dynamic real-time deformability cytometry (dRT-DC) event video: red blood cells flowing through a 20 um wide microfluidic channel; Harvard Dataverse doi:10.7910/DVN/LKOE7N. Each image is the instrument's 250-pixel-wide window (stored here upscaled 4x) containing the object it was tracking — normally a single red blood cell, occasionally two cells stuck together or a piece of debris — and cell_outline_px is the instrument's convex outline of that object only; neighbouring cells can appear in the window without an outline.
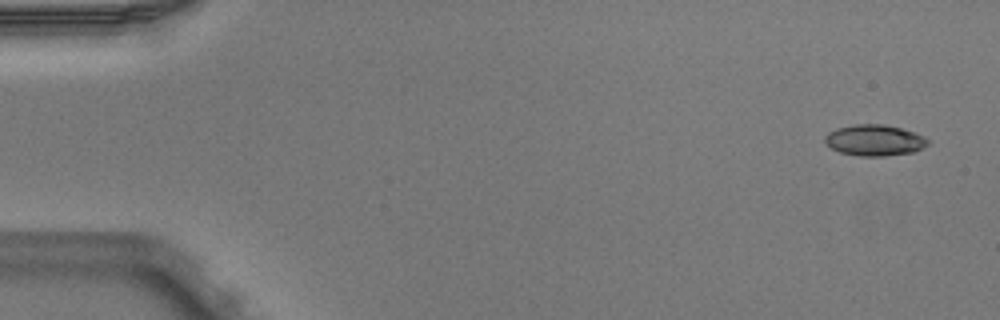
{"species": "Egyptian fruit bat (a non-hibernating species)", "species_latin": "Rousettus aegyptiacus", "temperature_condition": "warm", "stored_images_in_passage": 7, "camera_frame_rate_fps": 3000, "um_per_image_px": 0.085, "animal": {"sex": "male"}, "frame": {"image": 1, "passage_image": 1, "time_ms": 0.0, "image_size_px": [1000, 320], "cell_outline_px": [[928, 144], [912, 152], [884, 156], [860, 156], [840, 152], [832, 148], [824, 140], [824, 136], [828, 132], [836, 128], [856, 124], [884, 124], [900, 128], [924, 136], [928, 140]], "centroid_in_image_um": [74.3, 11.91], "position_along_channel_um": 10.7, "area_um2": 18.44}}
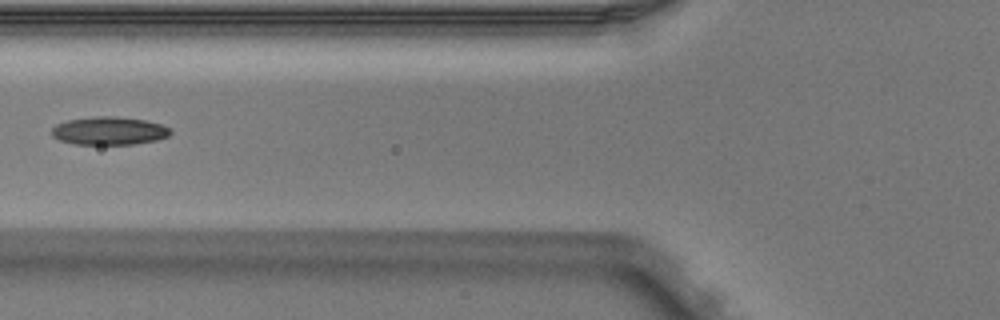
{"frame": {"image": 2, "passage_image": 6, "time_ms": 1.667, "image_size_px": [1000, 320], "cell_outline_px": [[172, 132], [168, 136], [156, 140], [132, 144], [76, 144], [60, 140], [52, 136], [52, 128], [56, 124], [68, 120], [96, 116], [112, 116], [144, 120], [160, 124], [172, 128]], "centroid_in_image_um": [9.28, 11.12], "position_along_channel_um": 116.5, "area_um2": 19.31}}
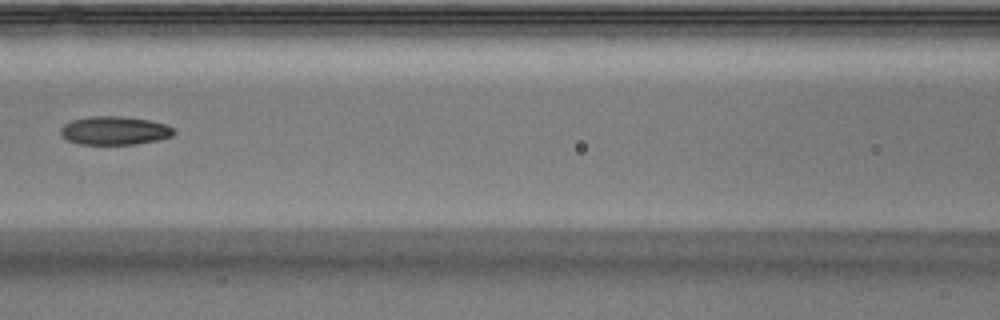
{"frame": {"image": 3, "passage_image": 7, "time_ms": 2.0, "image_size_px": [1000, 320], "cell_outline_px": [[176, 132], [172, 136], [160, 140], [136, 144], [80, 144], [68, 140], [60, 132], [60, 128], [64, 124], [72, 120], [88, 116], [120, 116], [148, 120], [164, 124], [176, 128]], "centroid_in_image_um": [9.77, 11.1], "position_along_channel_um": 156.8, "area_um2": 18.84}}